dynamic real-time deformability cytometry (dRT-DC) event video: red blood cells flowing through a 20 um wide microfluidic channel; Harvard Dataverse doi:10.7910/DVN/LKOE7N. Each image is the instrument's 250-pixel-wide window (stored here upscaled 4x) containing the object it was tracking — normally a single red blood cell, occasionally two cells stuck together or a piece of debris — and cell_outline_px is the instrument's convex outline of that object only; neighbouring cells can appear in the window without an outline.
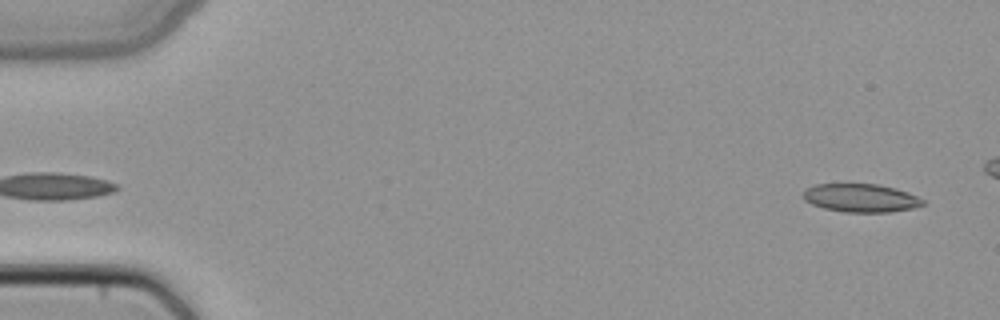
{"species": "common noctule bat (a hibernating species)", "species_latin": "Nyctalus noctula", "temperature_condition": "cold", "stored_images_in_passage": 45, "camera_frame_rate_fps": 3000, "um_per_image_px": 0.085, "animal": {"sex": "female", "body_mass_g": 22.7, "forearm_length_mm": 54.2}, "frame": {"image": 1, "passage_image": 2, "time_ms": 0.333, "image_size_px": [1000, 320], "cell_outline_px": [[924, 204], [912, 208], [888, 212], [844, 212], [824, 208], [812, 204], [804, 200], [800, 196], [804, 188], [816, 184], [880, 184], [896, 188], [908, 192], [924, 200]], "centroid_in_image_um": [73.11, 16.81], "position_along_channel_um": 11.9, "area_um2": 19.88}}
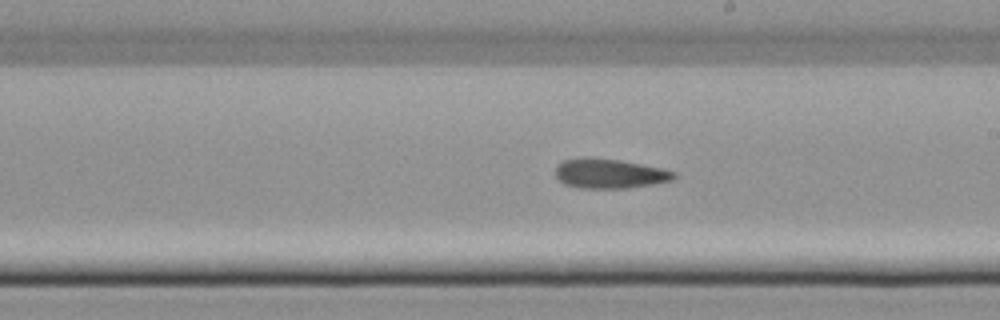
{"frame": {"image": 2, "passage_image": 28, "time_ms": 9.0, "image_size_px": [1000, 320], "cell_outline_px": [[676, 176], [672, 180], [652, 184], [628, 188], [580, 188], [564, 184], [556, 176], [556, 168], [564, 160], [584, 156], [620, 160], [660, 168], [676, 172]], "centroid_in_image_um": [51.8, 14.75], "position_along_channel_um": 237.2, "area_um2": 20.35}}
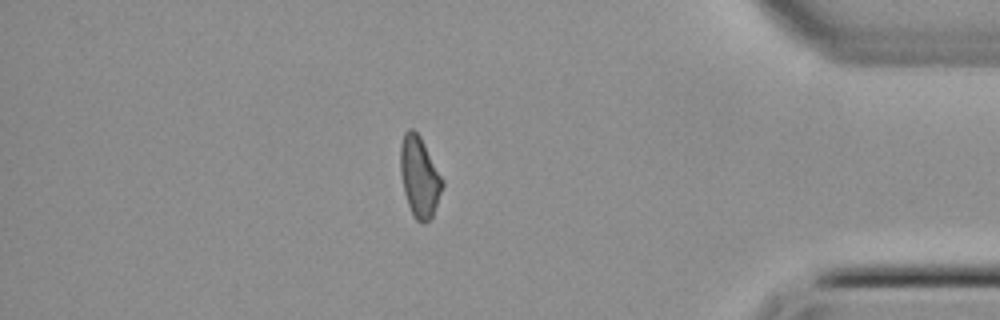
{"frame": {"image": 3, "passage_image": 42, "time_ms": 13.667, "image_size_px": [1000, 320], "cell_outline_px": [[444, 184], [432, 216], [424, 224], [416, 220], [412, 216], [404, 192], [400, 172], [400, 144], [404, 132], [408, 128], [412, 128], [420, 136], [444, 180]], "centroid_in_image_um": [35.64, 15.02], "position_along_channel_um": 399.6, "area_um2": 19.77}}